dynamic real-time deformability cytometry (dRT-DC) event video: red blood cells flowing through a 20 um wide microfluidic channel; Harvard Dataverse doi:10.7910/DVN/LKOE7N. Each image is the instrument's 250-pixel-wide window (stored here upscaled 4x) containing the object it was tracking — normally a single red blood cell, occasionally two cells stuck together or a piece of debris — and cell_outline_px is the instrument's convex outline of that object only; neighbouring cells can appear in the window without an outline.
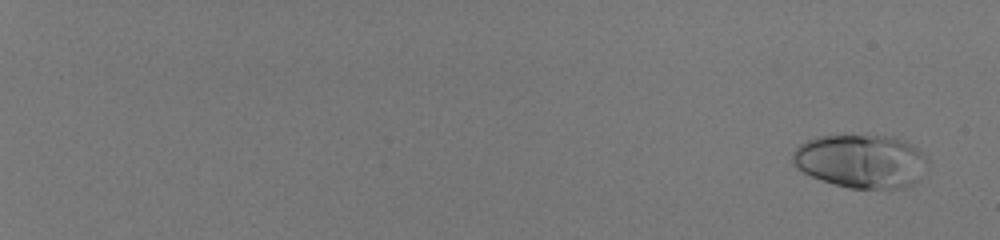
{"species": "human", "species_latin": "Homo sapiens", "temperature_condition": "room temperature", "stored_images_in_passage": 58, "camera_frame_rate_fps": 3000, "um_per_image_px": 0.085, "donor": {"sex": "male"}, "frame": {"image": 1, "passage_image": 4, "time_ms": 1.0, "image_size_px": [1000, 240], "cell_outline_px": [[928, 164], [920, 180], [908, 188], [848, 188], [812, 176], [796, 168], [792, 164], [792, 152], [800, 144], [808, 140], [820, 136], [896, 136], [904, 140], [928, 156]], "centroid_in_image_um": [73.24, 13.7], "position_along_channel_um": 11.8, "area_um2": 42.37}}
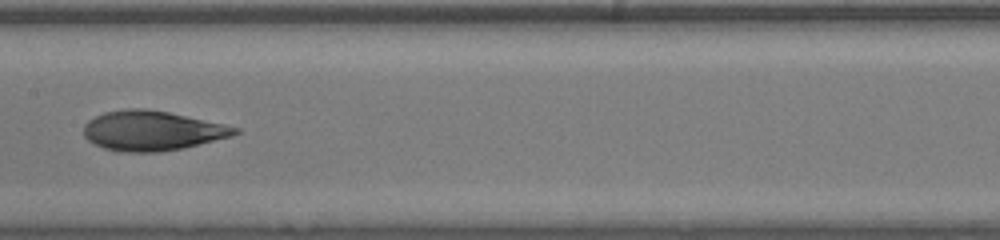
{"frame": {"image": 2, "passage_image": 37, "time_ms": 12.0, "image_size_px": [1000, 240], "cell_outline_px": [[240, 132], [232, 136], [184, 148], [160, 152], [116, 152], [104, 148], [88, 140], [84, 136], [84, 124], [88, 120], [104, 112], [124, 108], [144, 108], [168, 112], [224, 124], [240, 128]], "centroid_in_image_um": [12.91, 11.11], "position_along_channel_um": 194.5, "area_um2": 35.14}}
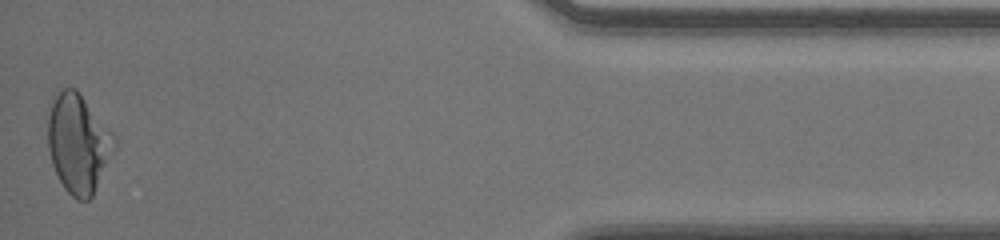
{"frame": {"image": 3, "passage_image": 58, "time_ms": 19.0, "image_size_px": [1000, 240], "cell_outline_px": [[116, 144], [92, 196], [88, 200], [76, 200], [64, 188], [52, 164], [48, 148], [48, 104], [52, 96], [64, 88], [76, 88], [116, 136]], "centroid_in_image_um": [6.62, 12.14], "position_along_channel_um": 428.6, "area_um2": 38.26}, "authors_computed_cell_mechanics": {"area_um2": 36.5296, "velocity_mm_per_s": 4.0645, "shape_relaxation_time_tau1_ms": 5.3133, "shape_relaxation_time_tau2_ms": 1.3179, "deformation_change_tau1": 0.221, "deformation_change_tau2": 0.0667}}